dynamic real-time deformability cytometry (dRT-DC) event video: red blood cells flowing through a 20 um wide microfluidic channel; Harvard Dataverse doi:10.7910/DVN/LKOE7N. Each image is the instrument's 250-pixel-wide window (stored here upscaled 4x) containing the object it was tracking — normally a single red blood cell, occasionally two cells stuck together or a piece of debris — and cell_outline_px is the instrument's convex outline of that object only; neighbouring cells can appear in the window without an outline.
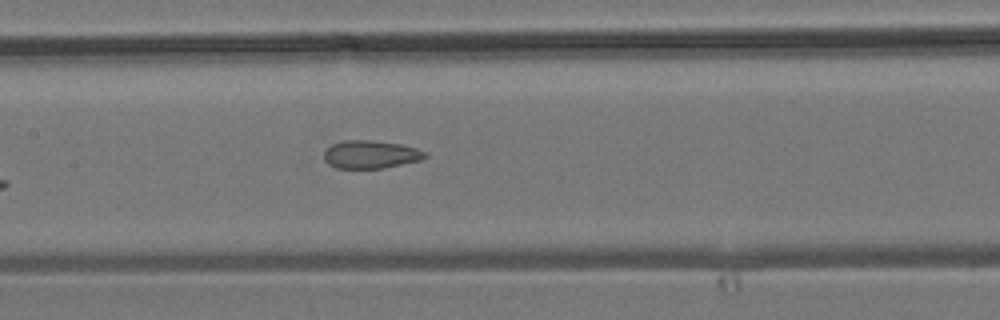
{"species": "common noctule bat (a hibernating species)", "species_latin": "Nyctalus noctula", "temperature_condition": "room temperature", "stored_images_in_passage": 7, "camera_frame_rate_fps": 3000, "um_per_image_px": 0.085, "animal": {"sex": "male", "body_mass_g": 19.2, "forearm_length_mm": 51.8}, "frame": {"image": 1, "passage_image": 7, "time_ms": 7.0, "image_size_px": [1000, 320], "cell_outline_px": [[428, 156], [420, 160], [384, 168], [336, 168], [328, 164], [324, 160], [324, 152], [332, 144], [344, 140], [372, 140], [400, 144], [416, 148], [428, 152]], "centroid_in_image_um": [31.51, 13.12], "position_along_channel_um": 175.9, "area_um2": 16.53}}